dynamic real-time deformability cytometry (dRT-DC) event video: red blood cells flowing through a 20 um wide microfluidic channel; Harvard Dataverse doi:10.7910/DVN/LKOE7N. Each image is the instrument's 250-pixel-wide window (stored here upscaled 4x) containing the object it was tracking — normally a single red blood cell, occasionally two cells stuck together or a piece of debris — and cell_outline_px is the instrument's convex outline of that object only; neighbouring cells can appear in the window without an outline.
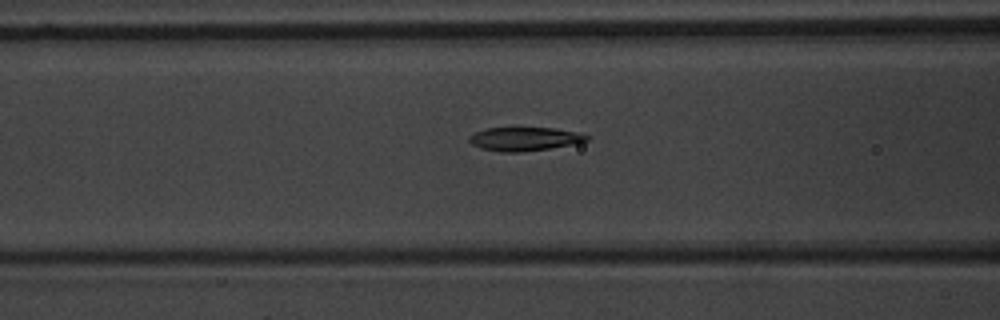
{"species": "common noctule bat (a hibernating species)", "species_latin": "Nyctalus noctula", "temperature_condition": "warm", "stored_images_in_passage": 6, "camera_frame_rate_fps": 3000, "um_per_image_px": 0.085, "animal": {"sex": "male", "body_mass_g": 20.1, "forearm_length_mm": 53.5}, "frame": {"image": 1, "passage_image": 6, "time_ms": 6.667, "image_size_px": [1000, 320], "cell_outline_px": [[588, 140], [576, 144], [520, 152], [500, 152], [480, 148], [472, 144], [468, 140], [468, 136], [484, 128], [552, 128], [576, 132], [588, 136]], "centroid_in_image_um": [44.54, 11.81], "position_along_channel_um": 122.1, "area_um2": 16.07}}